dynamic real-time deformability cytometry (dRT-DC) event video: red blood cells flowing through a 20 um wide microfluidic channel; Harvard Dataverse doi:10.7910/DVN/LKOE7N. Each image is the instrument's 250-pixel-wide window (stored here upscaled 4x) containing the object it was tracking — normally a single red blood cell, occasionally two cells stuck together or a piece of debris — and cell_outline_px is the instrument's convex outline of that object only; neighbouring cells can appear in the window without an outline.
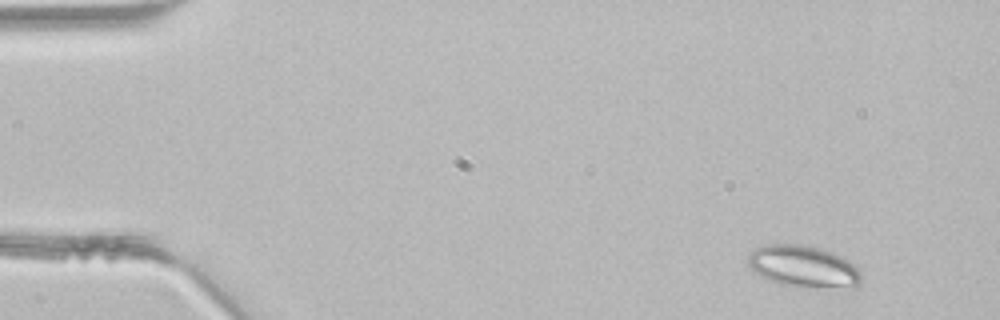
{"species": "common noctule bat (a hibernating species)", "species_latin": "Nyctalus noctula", "temperature_condition": "room temperature", "stored_images_in_passage": 3, "camera_frame_rate_fps": 3000, "um_per_image_px": 0.085, "animal": {"sex": "male", "body_mass_g": 21.5, "forearm_length_mm": 52.0}, "frame": {"image": 1, "passage_image": 1, "time_ms": 0.0, "image_size_px": [1000, 320], "cell_outline_px": [[860, 284], [856, 288], [852, 288], [780, 284], [760, 276], [748, 268], [748, 252], [764, 244], [800, 244], [820, 248], [832, 252], [848, 260], [860, 272]], "centroid_in_image_um": [68.25, 22.62], "position_along_channel_um": 16.8, "area_um2": 27.4}}